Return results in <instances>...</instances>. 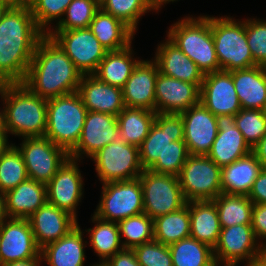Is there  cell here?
<instances>
[{
  "instance_id": "obj_32",
  "label": "cell",
  "mask_w": 266,
  "mask_h": 266,
  "mask_svg": "<svg viewBox=\"0 0 266 266\" xmlns=\"http://www.w3.org/2000/svg\"><path fill=\"white\" fill-rule=\"evenodd\" d=\"M133 54L131 44L122 50L108 51L93 75L106 84L122 89L140 61L133 58Z\"/></svg>"
},
{
  "instance_id": "obj_19",
  "label": "cell",
  "mask_w": 266,
  "mask_h": 266,
  "mask_svg": "<svg viewBox=\"0 0 266 266\" xmlns=\"http://www.w3.org/2000/svg\"><path fill=\"white\" fill-rule=\"evenodd\" d=\"M200 102L215 116L236 115L242 109L229 71L204 74Z\"/></svg>"
},
{
  "instance_id": "obj_62",
  "label": "cell",
  "mask_w": 266,
  "mask_h": 266,
  "mask_svg": "<svg viewBox=\"0 0 266 266\" xmlns=\"http://www.w3.org/2000/svg\"><path fill=\"white\" fill-rule=\"evenodd\" d=\"M262 113L266 116V101H265L264 106L262 108Z\"/></svg>"
},
{
  "instance_id": "obj_40",
  "label": "cell",
  "mask_w": 266,
  "mask_h": 266,
  "mask_svg": "<svg viewBox=\"0 0 266 266\" xmlns=\"http://www.w3.org/2000/svg\"><path fill=\"white\" fill-rule=\"evenodd\" d=\"M99 4L101 10L120 19L135 33L140 18L153 11L149 0H100Z\"/></svg>"
},
{
  "instance_id": "obj_7",
  "label": "cell",
  "mask_w": 266,
  "mask_h": 266,
  "mask_svg": "<svg viewBox=\"0 0 266 266\" xmlns=\"http://www.w3.org/2000/svg\"><path fill=\"white\" fill-rule=\"evenodd\" d=\"M102 184L139 178L143 172L139 147L125 143L119 137L100 149L91 158Z\"/></svg>"
},
{
  "instance_id": "obj_52",
  "label": "cell",
  "mask_w": 266,
  "mask_h": 266,
  "mask_svg": "<svg viewBox=\"0 0 266 266\" xmlns=\"http://www.w3.org/2000/svg\"><path fill=\"white\" fill-rule=\"evenodd\" d=\"M0 95L4 106L0 110V130H5V84H0Z\"/></svg>"
},
{
  "instance_id": "obj_43",
  "label": "cell",
  "mask_w": 266,
  "mask_h": 266,
  "mask_svg": "<svg viewBox=\"0 0 266 266\" xmlns=\"http://www.w3.org/2000/svg\"><path fill=\"white\" fill-rule=\"evenodd\" d=\"M235 125L251 149L266 134V116L262 110L241 109L235 115Z\"/></svg>"
},
{
  "instance_id": "obj_39",
  "label": "cell",
  "mask_w": 266,
  "mask_h": 266,
  "mask_svg": "<svg viewBox=\"0 0 266 266\" xmlns=\"http://www.w3.org/2000/svg\"><path fill=\"white\" fill-rule=\"evenodd\" d=\"M117 224L123 248L133 249L154 240L153 219L145 213L125 218Z\"/></svg>"
},
{
  "instance_id": "obj_60",
  "label": "cell",
  "mask_w": 266,
  "mask_h": 266,
  "mask_svg": "<svg viewBox=\"0 0 266 266\" xmlns=\"http://www.w3.org/2000/svg\"><path fill=\"white\" fill-rule=\"evenodd\" d=\"M92 266H109L106 262L100 261L98 263L93 264Z\"/></svg>"
},
{
  "instance_id": "obj_28",
  "label": "cell",
  "mask_w": 266,
  "mask_h": 266,
  "mask_svg": "<svg viewBox=\"0 0 266 266\" xmlns=\"http://www.w3.org/2000/svg\"><path fill=\"white\" fill-rule=\"evenodd\" d=\"M242 109L262 110L266 101V67L229 71Z\"/></svg>"
},
{
  "instance_id": "obj_17",
  "label": "cell",
  "mask_w": 266,
  "mask_h": 266,
  "mask_svg": "<svg viewBox=\"0 0 266 266\" xmlns=\"http://www.w3.org/2000/svg\"><path fill=\"white\" fill-rule=\"evenodd\" d=\"M117 116L97 111H87L81 137L69 158L82 160L91 158L100 149L116 140L119 135ZM84 155V156H83Z\"/></svg>"
},
{
  "instance_id": "obj_13",
  "label": "cell",
  "mask_w": 266,
  "mask_h": 266,
  "mask_svg": "<svg viewBox=\"0 0 266 266\" xmlns=\"http://www.w3.org/2000/svg\"><path fill=\"white\" fill-rule=\"evenodd\" d=\"M265 251L257 240L251 224H238L221 228L213 254L216 264L239 265L240 262H251Z\"/></svg>"
},
{
  "instance_id": "obj_56",
  "label": "cell",
  "mask_w": 266,
  "mask_h": 266,
  "mask_svg": "<svg viewBox=\"0 0 266 266\" xmlns=\"http://www.w3.org/2000/svg\"><path fill=\"white\" fill-rule=\"evenodd\" d=\"M175 1L178 0H149V4L152 10L159 12L158 10H160L164 4Z\"/></svg>"
},
{
  "instance_id": "obj_58",
  "label": "cell",
  "mask_w": 266,
  "mask_h": 266,
  "mask_svg": "<svg viewBox=\"0 0 266 266\" xmlns=\"http://www.w3.org/2000/svg\"><path fill=\"white\" fill-rule=\"evenodd\" d=\"M8 10H9V8L0 1V21L3 19L5 13Z\"/></svg>"
},
{
  "instance_id": "obj_4",
  "label": "cell",
  "mask_w": 266,
  "mask_h": 266,
  "mask_svg": "<svg viewBox=\"0 0 266 266\" xmlns=\"http://www.w3.org/2000/svg\"><path fill=\"white\" fill-rule=\"evenodd\" d=\"M167 37L197 64L203 74L219 71L210 16L184 17L171 25Z\"/></svg>"
},
{
  "instance_id": "obj_46",
  "label": "cell",
  "mask_w": 266,
  "mask_h": 266,
  "mask_svg": "<svg viewBox=\"0 0 266 266\" xmlns=\"http://www.w3.org/2000/svg\"><path fill=\"white\" fill-rule=\"evenodd\" d=\"M140 266H173L169 246L152 240L133 248Z\"/></svg>"
},
{
  "instance_id": "obj_15",
  "label": "cell",
  "mask_w": 266,
  "mask_h": 266,
  "mask_svg": "<svg viewBox=\"0 0 266 266\" xmlns=\"http://www.w3.org/2000/svg\"><path fill=\"white\" fill-rule=\"evenodd\" d=\"M0 266L41 255L28 219L6 218L0 224Z\"/></svg>"
},
{
  "instance_id": "obj_55",
  "label": "cell",
  "mask_w": 266,
  "mask_h": 266,
  "mask_svg": "<svg viewBox=\"0 0 266 266\" xmlns=\"http://www.w3.org/2000/svg\"><path fill=\"white\" fill-rule=\"evenodd\" d=\"M243 264H247L246 266H266V251L260 256L255 257L251 262Z\"/></svg>"
},
{
  "instance_id": "obj_1",
  "label": "cell",
  "mask_w": 266,
  "mask_h": 266,
  "mask_svg": "<svg viewBox=\"0 0 266 266\" xmlns=\"http://www.w3.org/2000/svg\"><path fill=\"white\" fill-rule=\"evenodd\" d=\"M45 34L30 8H10L0 21V84L23 83Z\"/></svg>"
},
{
  "instance_id": "obj_6",
  "label": "cell",
  "mask_w": 266,
  "mask_h": 266,
  "mask_svg": "<svg viewBox=\"0 0 266 266\" xmlns=\"http://www.w3.org/2000/svg\"><path fill=\"white\" fill-rule=\"evenodd\" d=\"M211 32L219 63V71L247 69L254 62L246 37L245 20L236 21L229 16L211 17Z\"/></svg>"
},
{
  "instance_id": "obj_61",
  "label": "cell",
  "mask_w": 266,
  "mask_h": 266,
  "mask_svg": "<svg viewBox=\"0 0 266 266\" xmlns=\"http://www.w3.org/2000/svg\"><path fill=\"white\" fill-rule=\"evenodd\" d=\"M215 266H238V265L237 264H224V265L216 264ZM244 266H246V264Z\"/></svg>"
},
{
  "instance_id": "obj_34",
  "label": "cell",
  "mask_w": 266,
  "mask_h": 266,
  "mask_svg": "<svg viewBox=\"0 0 266 266\" xmlns=\"http://www.w3.org/2000/svg\"><path fill=\"white\" fill-rule=\"evenodd\" d=\"M153 230L154 240L167 246L190 237L189 202L177 211L156 217Z\"/></svg>"
},
{
  "instance_id": "obj_31",
  "label": "cell",
  "mask_w": 266,
  "mask_h": 266,
  "mask_svg": "<svg viewBox=\"0 0 266 266\" xmlns=\"http://www.w3.org/2000/svg\"><path fill=\"white\" fill-rule=\"evenodd\" d=\"M108 51L125 49L134 39L135 32L120 19L99 9L88 27Z\"/></svg>"
},
{
  "instance_id": "obj_12",
  "label": "cell",
  "mask_w": 266,
  "mask_h": 266,
  "mask_svg": "<svg viewBox=\"0 0 266 266\" xmlns=\"http://www.w3.org/2000/svg\"><path fill=\"white\" fill-rule=\"evenodd\" d=\"M23 139L17 147L23 156L28 178L47 184L69 154L45 136Z\"/></svg>"
},
{
  "instance_id": "obj_41",
  "label": "cell",
  "mask_w": 266,
  "mask_h": 266,
  "mask_svg": "<svg viewBox=\"0 0 266 266\" xmlns=\"http://www.w3.org/2000/svg\"><path fill=\"white\" fill-rule=\"evenodd\" d=\"M100 9L98 0H73L64 17L51 31H67L88 28L95 13Z\"/></svg>"
},
{
  "instance_id": "obj_37",
  "label": "cell",
  "mask_w": 266,
  "mask_h": 266,
  "mask_svg": "<svg viewBox=\"0 0 266 266\" xmlns=\"http://www.w3.org/2000/svg\"><path fill=\"white\" fill-rule=\"evenodd\" d=\"M173 266H215L213 248L187 237L169 245Z\"/></svg>"
},
{
  "instance_id": "obj_50",
  "label": "cell",
  "mask_w": 266,
  "mask_h": 266,
  "mask_svg": "<svg viewBox=\"0 0 266 266\" xmlns=\"http://www.w3.org/2000/svg\"><path fill=\"white\" fill-rule=\"evenodd\" d=\"M252 153L256 156L262 167L266 168V134L252 148Z\"/></svg>"
},
{
  "instance_id": "obj_57",
  "label": "cell",
  "mask_w": 266,
  "mask_h": 266,
  "mask_svg": "<svg viewBox=\"0 0 266 266\" xmlns=\"http://www.w3.org/2000/svg\"><path fill=\"white\" fill-rule=\"evenodd\" d=\"M7 218L5 193L0 192V224Z\"/></svg>"
},
{
  "instance_id": "obj_14",
  "label": "cell",
  "mask_w": 266,
  "mask_h": 266,
  "mask_svg": "<svg viewBox=\"0 0 266 266\" xmlns=\"http://www.w3.org/2000/svg\"><path fill=\"white\" fill-rule=\"evenodd\" d=\"M78 162L80 161L68 158L46 184L47 202L70 213L76 219V210L84 193L83 176Z\"/></svg>"
},
{
  "instance_id": "obj_35",
  "label": "cell",
  "mask_w": 266,
  "mask_h": 266,
  "mask_svg": "<svg viewBox=\"0 0 266 266\" xmlns=\"http://www.w3.org/2000/svg\"><path fill=\"white\" fill-rule=\"evenodd\" d=\"M93 228L85 229L90 235L89 244L101 259L106 262L115 253L123 249L120 239L119 227L116 222L100 219L98 216H92Z\"/></svg>"
},
{
  "instance_id": "obj_18",
  "label": "cell",
  "mask_w": 266,
  "mask_h": 266,
  "mask_svg": "<svg viewBox=\"0 0 266 266\" xmlns=\"http://www.w3.org/2000/svg\"><path fill=\"white\" fill-rule=\"evenodd\" d=\"M184 123V142L190 155H208L218 134L216 116L201 102L180 114Z\"/></svg>"
},
{
  "instance_id": "obj_24",
  "label": "cell",
  "mask_w": 266,
  "mask_h": 266,
  "mask_svg": "<svg viewBox=\"0 0 266 266\" xmlns=\"http://www.w3.org/2000/svg\"><path fill=\"white\" fill-rule=\"evenodd\" d=\"M77 92L87 111L117 116L125 107L122 89L106 84L93 74L82 76Z\"/></svg>"
},
{
  "instance_id": "obj_8",
  "label": "cell",
  "mask_w": 266,
  "mask_h": 266,
  "mask_svg": "<svg viewBox=\"0 0 266 266\" xmlns=\"http://www.w3.org/2000/svg\"><path fill=\"white\" fill-rule=\"evenodd\" d=\"M186 202L214 200L221 193V167L207 155H189L178 175Z\"/></svg>"
},
{
  "instance_id": "obj_44",
  "label": "cell",
  "mask_w": 266,
  "mask_h": 266,
  "mask_svg": "<svg viewBox=\"0 0 266 266\" xmlns=\"http://www.w3.org/2000/svg\"><path fill=\"white\" fill-rule=\"evenodd\" d=\"M189 155L184 140L172 141L170 146L158 157L157 161L148 170L157 174L174 175L178 177Z\"/></svg>"
},
{
  "instance_id": "obj_42",
  "label": "cell",
  "mask_w": 266,
  "mask_h": 266,
  "mask_svg": "<svg viewBox=\"0 0 266 266\" xmlns=\"http://www.w3.org/2000/svg\"><path fill=\"white\" fill-rule=\"evenodd\" d=\"M72 1L73 0H37L30 9L38 28L45 35H48L53 29V27L50 26L54 24L52 22L55 20L56 24L54 26L60 23L67 6Z\"/></svg>"
},
{
  "instance_id": "obj_36",
  "label": "cell",
  "mask_w": 266,
  "mask_h": 266,
  "mask_svg": "<svg viewBox=\"0 0 266 266\" xmlns=\"http://www.w3.org/2000/svg\"><path fill=\"white\" fill-rule=\"evenodd\" d=\"M215 202L221 228L251 224L253 203L247 195L221 193Z\"/></svg>"
},
{
  "instance_id": "obj_22",
  "label": "cell",
  "mask_w": 266,
  "mask_h": 266,
  "mask_svg": "<svg viewBox=\"0 0 266 266\" xmlns=\"http://www.w3.org/2000/svg\"><path fill=\"white\" fill-rule=\"evenodd\" d=\"M216 121L219 131L207 155L211 160L223 167L252 152L235 125V115H217Z\"/></svg>"
},
{
  "instance_id": "obj_2",
  "label": "cell",
  "mask_w": 266,
  "mask_h": 266,
  "mask_svg": "<svg viewBox=\"0 0 266 266\" xmlns=\"http://www.w3.org/2000/svg\"><path fill=\"white\" fill-rule=\"evenodd\" d=\"M82 73L60 46L44 35L38 42L23 84L46 100L76 92Z\"/></svg>"
},
{
  "instance_id": "obj_45",
  "label": "cell",
  "mask_w": 266,
  "mask_h": 266,
  "mask_svg": "<svg viewBox=\"0 0 266 266\" xmlns=\"http://www.w3.org/2000/svg\"><path fill=\"white\" fill-rule=\"evenodd\" d=\"M248 46L257 65L266 67V21L245 19Z\"/></svg>"
},
{
  "instance_id": "obj_49",
  "label": "cell",
  "mask_w": 266,
  "mask_h": 266,
  "mask_svg": "<svg viewBox=\"0 0 266 266\" xmlns=\"http://www.w3.org/2000/svg\"><path fill=\"white\" fill-rule=\"evenodd\" d=\"M106 263L109 266H140L133 249L129 248L118 251Z\"/></svg>"
},
{
  "instance_id": "obj_10",
  "label": "cell",
  "mask_w": 266,
  "mask_h": 266,
  "mask_svg": "<svg viewBox=\"0 0 266 266\" xmlns=\"http://www.w3.org/2000/svg\"><path fill=\"white\" fill-rule=\"evenodd\" d=\"M139 179L144 213L151 219L177 211L186 204L177 176L143 170Z\"/></svg>"
},
{
  "instance_id": "obj_29",
  "label": "cell",
  "mask_w": 266,
  "mask_h": 266,
  "mask_svg": "<svg viewBox=\"0 0 266 266\" xmlns=\"http://www.w3.org/2000/svg\"><path fill=\"white\" fill-rule=\"evenodd\" d=\"M262 170L261 163L252 152L229 165L221 167L222 193L248 196L254 181Z\"/></svg>"
},
{
  "instance_id": "obj_20",
  "label": "cell",
  "mask_w": 266,
  "mask_h": 266,
  "mask_svg": "<svg viewBox=\"0 0 266 266\" xmlns=\"http://www.w3.org/2000/svg\"><path fill=\"white\" fill-rule=\"evenodd\" d=\"M200 102V88L158 73L155 85V112L181 114Z\"/></svg>"
},
{
  "instance_id": "obj_38",
  "label": "cell",
  "mask_w": 266,
  "mask_h": 266,
  "mask_svg": "<svg viewBox=\"0 0 266 266\" xmlns=\"http://www.w3.org/2000/svg\"><path fill=\"white\" fill-rule=\"evenodd\" d=\"M27 179L23 156L12 143L0 159V192L6 193Z\"/></svg>"
},
{
  "instance_id": "obj_54",
  "label": "cell",
  "mask_w": 266,
  "mask_h": 266,
  "mask_svg": "<svg viewBox=\"0 0 266 266\" xmlns=\"http://www.w3.org/2000/svg\"><path fill=\"white\" fill-rule=\"evenodd\" d=\"M4 5L10 8H28L23 0H0Z\"/></svg>"
},
{
  "instance_id": "obj_16",
  "label": "cell",
  "mask_w": 266,
  "mask_h": 266,
  "mask_svg": "<svg viewBox=\"0 0 266 266\" xmlns=\"http://www.w3.org/2000/svg\"><path fill=\"white\" fill-rule=\"evenodd\" d=\"M184 140V123L180 114L156 113L147 137L139 146L140 163L148 170L172 141Z\"/></svg>"
},
{
  "instance_id": "obj_3",
  "label": "cell",
  "mask_w": 266,
  "mask_h": 266,
  "mask_svg": "<svg viewBox=\"0 0 266 266\" xmlns=\"http://www.w3.org/2000/svg\"><path fill=\"white\" fill-rule=\"evenodd\" d=\"M47 101L23 83L5 84V131L18 137L45 136Z\"/></svg>"
},
{
  "instance_id": "obj_5",
  "label": "cell",
  "mask_w": 266,
  "mask_h": 266,
  "mask_svg": "<svg viewBox=\"0 0 266 266\" xmlns=\"http://www.w3.org/2000/svg\"><path fill=\"white\" fill-rule=\"evenodd\" d=\"M86 114L77 91L49 99L45 137L69 154L81 137Z\"/></svg>"
},
{
  "instance_id": "obj_51",
  "label": "cell",
  "mask_w": 266,
  "mask_h": 266,
  "mask_svg": "<svg viewBox=\"0 0 266 266\" xmlns=\"http://www.w3.org/2000/svg\"><path fill=\"white\" fill-rule=\"evenodd\" d=\"M41 262H43V260L42 256L40 255L37 258L15 261L1 266H40V264H42Z\"/></svg>"
},
{
  "instance_id": "obj_27",
  "label": "cell",
  "mask_w": 266,
  "mask_h": 266,
  "mask_svg": "<svg viewBox=\"0 0 266 266\" xmlns=\"http://www.w3.org/2000/svg\"><path fill=\"white\" fill-rule=\"evenodd\" d=\"M46 202V184L28 178L5 193L7 218L28 219Z\"/></svg>"
},
{
  "instance_id": "obj_23",
  "label": "cell",
  "mask_w": 266,
  "mask_h": 266,
  "mask_svg": "<svg viewBox=\"0 0 266 266\" xmlns=\"http://www.w3.org/2000/svg\"><path fill=\"white\" fill-rule=\"evenodd\" d=\"M159 73L157 63L140 60L122 88L126 107L155 111V85Z\"/></svg>"
},
{
  "instance_id": "obj_26",
  "label": "cell",
  "mask_w": 266,
  "mask_h": 266,
  "mask_svg": "<svg viewBox=\"0 0 266 266\" xmlns=\"http://www.w3.org/2000/svg\"><path fill=\"white\" fill-rule=\"evenodd\" d=\"M83 233L77 224L65 236L41 249L42 260L49 266H84L88 243Z\"/></svg>"
},
{
  "instance_id": "obj_21",
  "label": "cell",
  "mask_w": 266,
  "mask_h": 266,
  "mask_svg": "<svg viewBox=\"0 0 266 266\" xmlns=\"http://www.w3.org/2000/svg\"><path fill=\"white\" fill-rule=\"evenodd\" d=\"M40 249L65 236L78 220L70 213L46 202L28 218Z\"/></svg>"
},
{
  "instance_id": "obj_9",
  "label": "cell",
  "mask_w": 266,
  "mask_h": 266,
  "mask_svg": "<svg viewBox=\"0 0 266 266\" xmlns=\"http://www.w3.org/2000/svg\"><path fill=\"white\" fill-rule=\"evenodd\" d=\"M144 213L140 179L108 182L102 185L101 198L94 215L116 222Z\"/></svg>"
},
{
  "instance_id": "obj_59",
  "label": "cell",
  "mask_w": 266,
  "mask_h": 266,
  "mask_svg": "<svg viewBox=\"0 0 266 266\" xmlns=\"http://www.w3.org/2000/svg\"><path fill=\"white\" fill-rule=\"evenodd\" d=\"M37 0H23V3L28 7V8H31L34 3L36 2Z\"/></svg>"
},
{
  "instance_id": "obj_53",
  "label": "cell",
  "mask_w": 266,
  "mask_h": 266,
  "mask_svg": "<svg viewBox=\"0 0 266 266\" xmlns=\"http://www.w3.org/2000/svg\"><path fill=\"white\" fill-rule=\"evenodd\" d=\"M8 135L5 130H0V159L4 152L9 148L12 144L8 142Z\"/></svg>"
},
{
  "instance_id": "obj_25",
  "label": "cell",
  "mask_w": 266,
  "mask_h": 266,
  "mask_svg": "<svg viewBox=\"0 0 266 266\" xmlns=\"http://www.w3.org/2000/svg\"><path fill=\"white\" fill-rule=\"evenodd\" d=\"M164 41L158 45L155 56L152 58L157 63L159 72L181 81L196 84L201 88L204 74L197 64L168 37Z\"/></svg>"
},
{
  "instance_id": "obj_11",
  "label": "cell",
  "mask_w": 266,
  "mask_h": 266,
  "mask_svg": "<svg viewBox=\"0 0 266 266\" xmlns=\"http://www.w3.org/2000/svg\"><path fill=\"white\" fill-rule=\"evenodd\" d=\"M48 35L66 53L82 75L94 74L108 52L89 28L50 31Z\"/></svg>"
},
{
  "instance_id": "obj_47",
  "label": "cell",
  "mask_w": 266,
  "mask_h": 266,
  "mask_svg": "<svg viewBox=\"0 0 266 266\" xmlns=\"http://www.w3.org/2000/svg\"><path fill=\"white\" fill-rule=\"evenodd\" d=\"M251 226L257 240L266 250V204H253Z\"/></svg>"
},
{
  "instance_id": "obj_30",
  "label": "cell",
  "mask_w": 266,
  "mask_h": 266,
  "mask_svg": "<svg viewBox=\"0 0 266 266\" xmlns=\"http://www.w3.org/2000/svg\"><path fill=\"white\" fill-rule=\"evenodd\" d=\"M189 214L190 237L214 249L221 231L215 202L213 200L190 201Z\"/></svg>"
},
{
  "instance_id": "obj_48",
  "label": "cell",
  "mask_w": 266,
  "mask_h": 266,
  "mask_svg": "<svg viewBox=\"0 0 266 266\" xmlns=\"http://www.w3.org/2000/svg\"><path fill=\"white\" fill-rule=\"evenodd\" d=\"M253 204H266V168L259 173L248 194Z\"/></svg>"
},
{
  "instance_id": "obj_33",
  "label": "cell",
  "mask_w": 266,
  "mask_h": 266,
  "mask_svg": "<svg viewBox=\"0 0 266 266\" xmlns=\"http://www.w3.org/2000/svg\"><path fill=\"white\" fill-rule=\"evenodd\" d=\"M155 116V111L125 106L117 115L119 138L125 143L139 147L147 137Z\"/></svg>"
}]
</instances>
